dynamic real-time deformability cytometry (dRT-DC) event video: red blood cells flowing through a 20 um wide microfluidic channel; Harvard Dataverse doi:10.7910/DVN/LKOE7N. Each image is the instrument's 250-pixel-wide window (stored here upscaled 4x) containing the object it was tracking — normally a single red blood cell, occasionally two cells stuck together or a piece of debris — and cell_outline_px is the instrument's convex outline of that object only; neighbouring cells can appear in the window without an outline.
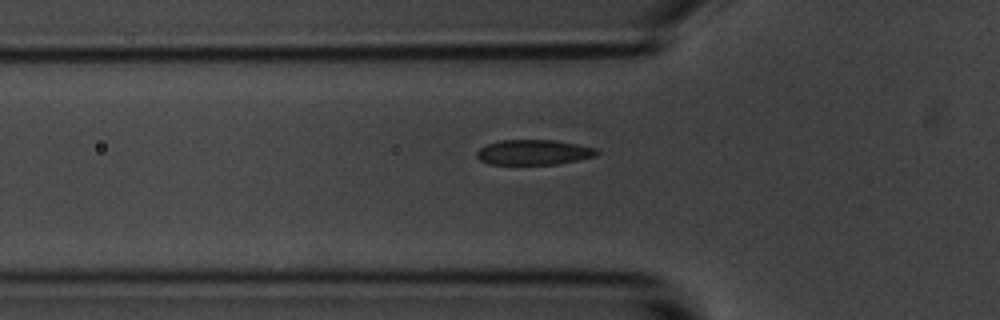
{"species": "common noctule bat (a hibernating species)", "species_latin": "Nyctalus noctula", "temperature_condition": "room temperature", "stored_images_in_passage": 40, "camera_frame_rate_fps": 3000, "um_per_image_px": 0.085, "animal": {"sex": "male", "body_mass_g": 20.1, "forearm_length_mm": 53.5}, "frame": {"image": 1, "passage_image": 4, "time_ms": 1.0, "image_size_px": [1000, 320], "cell_outline_px": [[600, 152], [596, 156], [556, 164], [488, 164], [480, 160], [476, 156], [476, 152], [480, 148], [488, 144], [500, 140], [556, 140], [580, 144], [596, 148]], "centroid_in_image_um": [45.38, 12.94], "position_along_channel_um": 80.4, "area_um2": 17.63}}
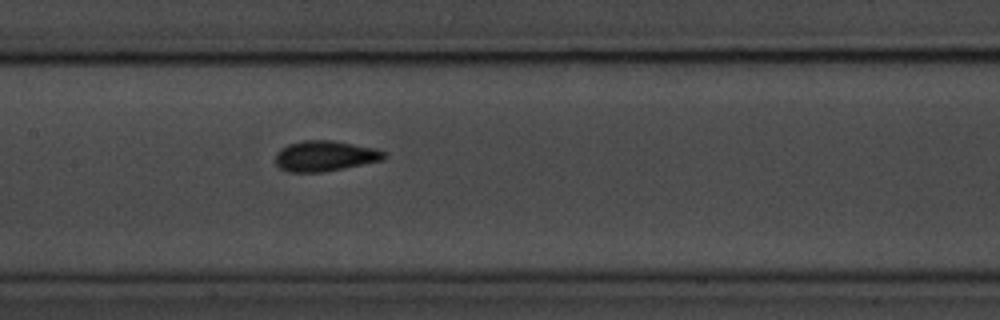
{"frame": {"image": 2, "passage_image": 12, "time_ms": 3.667, "image_size_px": [1000, 320], "cell_outline_px": [[388, 156], [384, 160], [324, 172], [288, 172], [280, 168], [276, 164], [276, 152], [280, 148], [288, 144], [304, 140], [332, 140], [376, 148], [384, 152]], "centroid_in_image_um": [27.63, 13.26], "position_along_channel_um": 179.8, "area_um2": 19.48}}
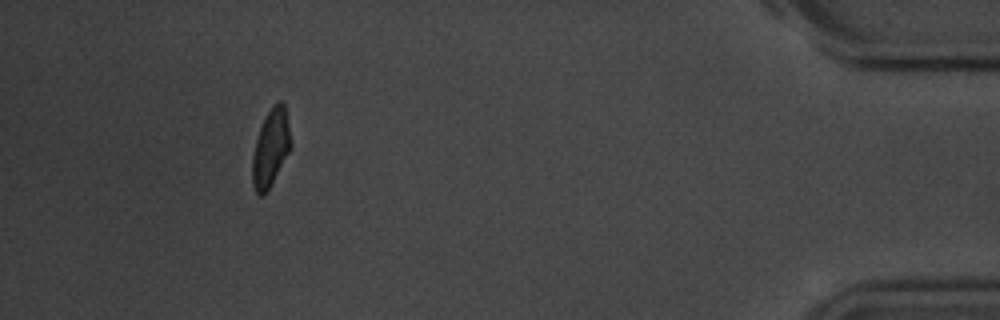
{"frame": {"image": 3, "passage_image": 36, "time_ms": 11.667, "image_size_px": [1000, 320], "cell_outline_px": [[292, 144], [288, 152], [264, 196], [260, 196], [256, 192], [252, 184], [252, 156], [256, 140], [264, 116], [272, 104], [280, 100], [284, 104]], "centroid_in_image_um": [22.99, 12.54], "position_along_channel_um": 412.2, "area_um2": 17.11}}